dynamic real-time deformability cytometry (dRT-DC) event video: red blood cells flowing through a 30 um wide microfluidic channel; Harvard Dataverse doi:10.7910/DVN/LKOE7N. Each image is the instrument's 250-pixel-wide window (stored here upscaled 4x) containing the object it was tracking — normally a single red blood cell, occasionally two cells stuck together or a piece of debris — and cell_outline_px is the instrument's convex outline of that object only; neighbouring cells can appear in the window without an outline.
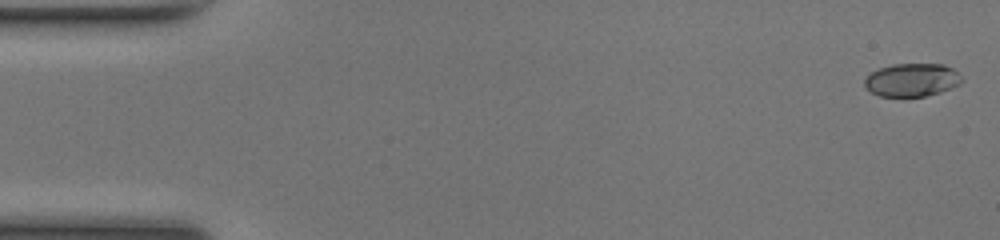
{"species": "common noctule bat (a hibernating species)", "species_latin": "Nyctalus noctula", "temperature_condition": "room temperature", "stored_images_in_passage": 50, "camera_frame_rate_fps": 3000, "um_per_image_px": 0.085, "animal": {"sex": "female", "body_mass_g": 17.0, "forearm_length_mm": 48.0}, "frame": {"image": 1, "passage_image": 1, "time_ms": 0.0, "image_size_px": [1000, 240], "cell_outline_px": [[964, 80], [960, 84], [952, 88], [940, 92], [924, 96], [880, 96], [872, 92], [864, 84], [864, 80], [872, 72], [880, 68], [892, 64], [944, 64], [952, 68]], "centroid_in_image_um": [77.54, 6.79], "position_along_channel_um": 7.5, "area_um2": 18.61}}
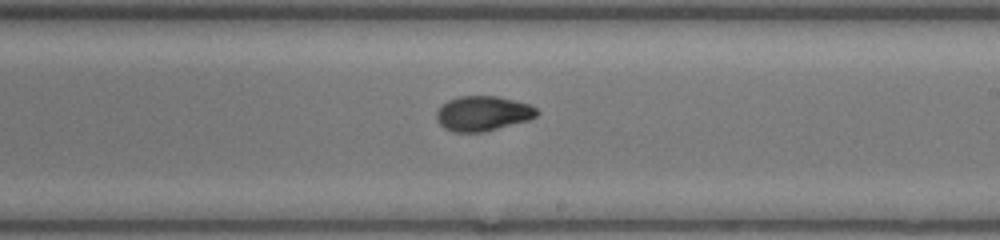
{"frame": {"image": 2, "passage_image": 29, "time_ms": 9.333, "image_size_px": [1000, 240], "cell_outline_px": [[540, 112], [536, 116], [528, 120], [484, 132], [452, 132], [444, 128], [436, 120], [436, 112], [448, 100], [460, 96], [496, 96], [528, 104], [536, 108]], "centroid_in_image_um": [41.02, 9.65], "position_along_channel_um": 248.0, "area_um2": 20.29}}
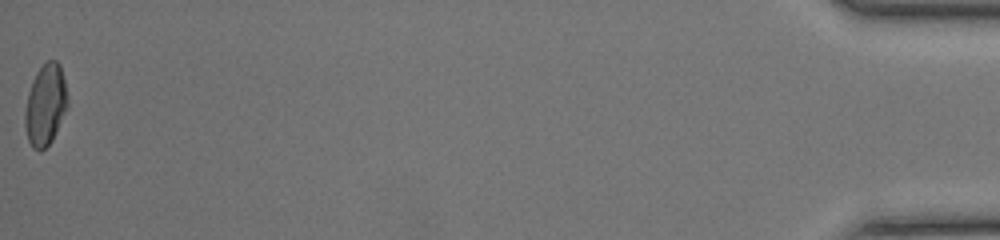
{"frame": {"image": 3, "passage_image": 50, "time_ms": 16.333, "image_size_px": [1000, 240], "cell_outline_px": [[68, 108], [52, 140], [40, 152], [32, 148], [28, 140], [24, 124], [24, 112], [28, 92], [32, 80], [36, 72], [48, 60], [56, 60], [60, 64], [64, 80], [68, 104]], "centroid_in_image_um": [3.85, 8.93], "position_along_channel_um": 431.3, "area_um2": 20.29}, "authors_computed_cell_mechanics": {"area_um2": 19.8254, "velocity_mm_per_s": 4.156, "shape_relaxation_time_tau1_ms": 4.9457, "shape_relaxation_time_tau2_ms": 1.8842, "deformation_change_tau1": 0.1586, "deformation_change_tau2": 0.0648}}